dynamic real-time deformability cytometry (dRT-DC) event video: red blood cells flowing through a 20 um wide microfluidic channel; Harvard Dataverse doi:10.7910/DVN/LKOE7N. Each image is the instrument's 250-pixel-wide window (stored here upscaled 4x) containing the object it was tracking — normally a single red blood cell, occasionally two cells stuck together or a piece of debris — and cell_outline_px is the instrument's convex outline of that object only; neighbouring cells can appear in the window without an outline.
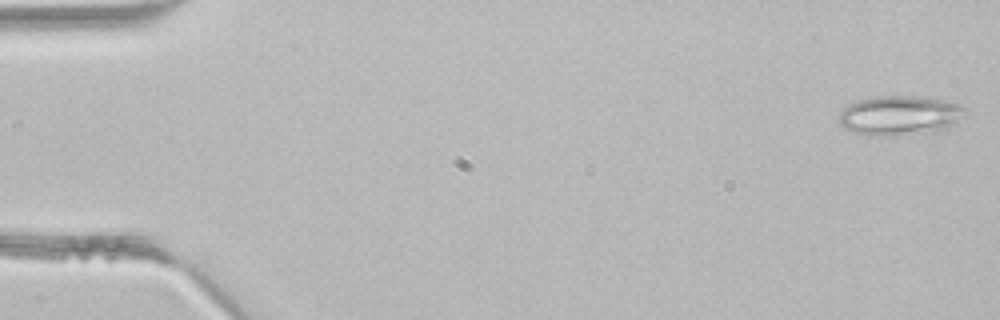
{"species": "common noctule bat (a hibernating species)", "species_latin": "Nyctalus noctula", "temperature_condition": "room temperature", "stored_images_in_passage": 3, "camera_frame_rate_fps": 3000, "um_per_image_px": 0.085, "animal": {"sex": "male", "body_mass_g": 21.5, "forearm_length_mm": 52.0}, "frame": {"image": 1, "passage_image": 1, "time_ms": 0.0, "image_size_px": [1000, 320], "cell_outline_px": [[968, 112], [952, 124], [940, 132], [892, 136], [868, 136], [852, 132], [844, 128], [840, 124], [840, 112], [848, 104], [872, 96], [924, 96], [948, 100], [964, 108]], "centroid_in_image_um": [76.48, 9.82], "position_along_channel_um": 8.5, "area_um2": 29.59}}